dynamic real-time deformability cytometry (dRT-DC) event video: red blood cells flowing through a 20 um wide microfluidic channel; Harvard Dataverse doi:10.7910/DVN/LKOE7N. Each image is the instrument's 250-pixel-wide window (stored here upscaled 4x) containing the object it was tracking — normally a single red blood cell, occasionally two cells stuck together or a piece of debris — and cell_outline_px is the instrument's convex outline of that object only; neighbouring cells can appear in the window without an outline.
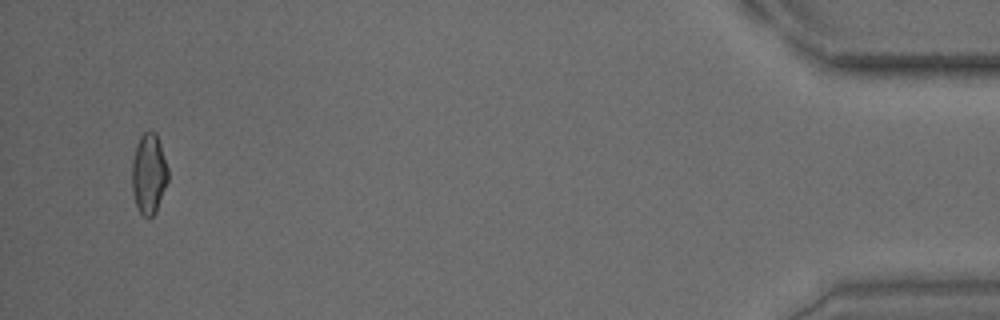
{"species": "common noctule bat (a hibernating species)", "species_latin": "Nyctalus noctula", "temperature_condition": "warm", "stored_images_in_passage": 17, "camera_frame_rate_fps": 3000, "um_per_image_px": 0.085, "animal": {"sex": "male", "body_mass_g": 15.6}, "frame": {"image": 1, "passage_image": 17, "time_ms": 21.0, "image_size_px": [1000, 320], "cell_outline_px": [[168, 180], [156, 212], [148, 220], [140, 212], [136, 204], [132, 192], [132, 160], [136, 144], [140, 136], [144, 132], [156, 132], [168, 168]], "centroid_in_image_um": [12.64, 14.78], "position_along_channel_um": 422.6, "area_um2": 16.94}, "authors_computed_cell_mechanics": {"area_um2": 19.7676, "velocity_mm_per_s": 3.3031, "shape_relaxation_time_tau1_ms": 1.6766, "shape_relaxation_time_tau2_ms": 1.672, "deformation_change_tau1": 0.2953, "deformation_change_tau2": 0.0706}}